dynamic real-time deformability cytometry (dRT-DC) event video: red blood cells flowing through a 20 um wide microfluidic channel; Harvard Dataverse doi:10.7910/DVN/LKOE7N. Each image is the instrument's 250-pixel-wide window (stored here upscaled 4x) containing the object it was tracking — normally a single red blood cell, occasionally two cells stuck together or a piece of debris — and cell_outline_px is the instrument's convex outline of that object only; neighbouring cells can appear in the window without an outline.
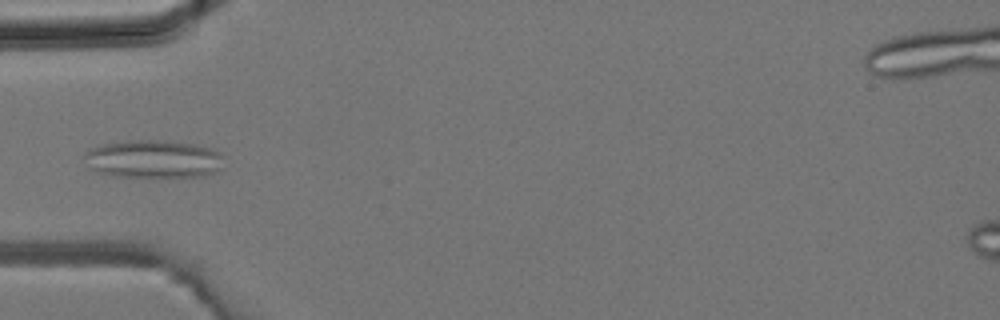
{"species": "common noctule bat (a hibernating species)", "species_latin": "Nyctalus noctula", "temperature_condition": "room temperature", "stored_images_in_passage": 4, "camera_frame_rate_fps": 3000, "um_per_image_px": 0.085, "animal": {"sex": "male", "body_mass_g": 19.2, "forearm_length_mm": 51.8}, "frame": {"image": 1, "passage_image": 4, "time_ms": 1.0, "image_size_px": [1000, 320], "cell_outline_px": [[220, 156], [216, 172], [204, 176], [116, 176], [96, 172], [88, 168], [84, 156], [84, 152], [100, 144], [128, 140], [156, 140], [192, 144], [212, 148], [220, 152]], "centroid_in_image_um": [12.94, 13.51], "position_along_channel_um": 72.1, "area_um2": 30.52}}